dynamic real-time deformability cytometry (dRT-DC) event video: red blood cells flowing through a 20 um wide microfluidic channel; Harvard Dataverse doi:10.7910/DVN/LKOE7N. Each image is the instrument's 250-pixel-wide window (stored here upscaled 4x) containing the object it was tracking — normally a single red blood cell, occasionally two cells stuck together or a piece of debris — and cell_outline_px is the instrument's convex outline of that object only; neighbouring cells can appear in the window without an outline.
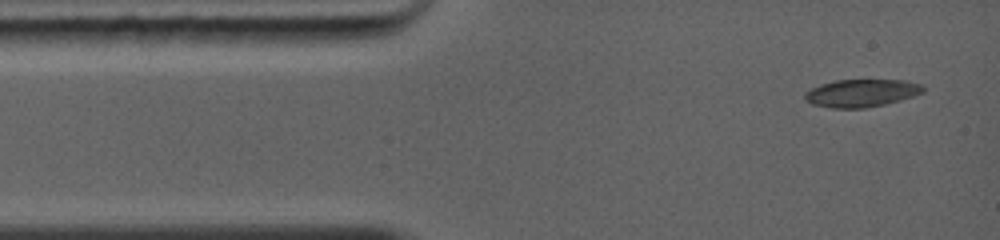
{"species": "common noctule bat (a hibernating species)", "species_latin": "Nyctalus noctula", "temperature_condition": "warm", "stored_images_in_passage": 5, "camera_frame_rate_fps": 5000, "um_per_image_px": 0.085, "animal": {"sex": "female", "body_mass_g": 19.0, "forearm_length_mm": 56.7}, "frame": {"image": 1, "passage_image": 1, "time_ms": 0.0, "image_size_px": [1000, 240], "cell_outline_px": [[924, 92], [900, 100], [884, 104], [864, 108], [832, 108], [812, 104], [804, 100], [804, 96], [812, 88], [820, 84], [836, 80], [904, 80], [920, 84], [924, 88]], "centroid_in_image_um": [73.21, 7.91], "position_along_channel_um": 11.8, "area_um2": 18.9}}
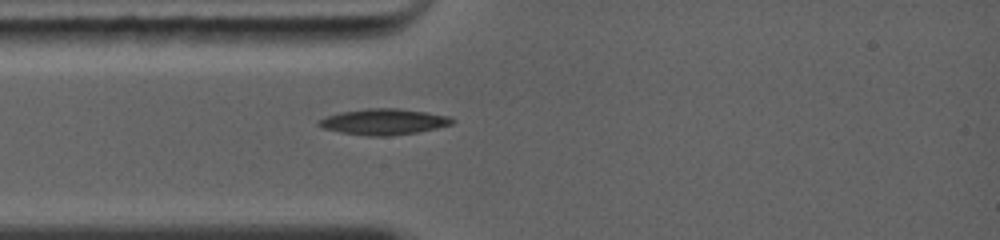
{"frame": {"image": 2, "passage_image": 5, "time_ms": 2.2, "image_size_px": [1000, 240], "cell_outline_px": [[456, 120], [452, 124], [436, 128], [416, 132], [384, 136], [368, 136], [340, 132], [320, 128], [316, 124], [316, 120], [340, 112], [368, 108], [396, 108], [424, 112], [448, 116]], "centroid_in_image_um": [32.55, 10.35], "position_along_channel_um": 52.4, "area_um2": 20.06}}